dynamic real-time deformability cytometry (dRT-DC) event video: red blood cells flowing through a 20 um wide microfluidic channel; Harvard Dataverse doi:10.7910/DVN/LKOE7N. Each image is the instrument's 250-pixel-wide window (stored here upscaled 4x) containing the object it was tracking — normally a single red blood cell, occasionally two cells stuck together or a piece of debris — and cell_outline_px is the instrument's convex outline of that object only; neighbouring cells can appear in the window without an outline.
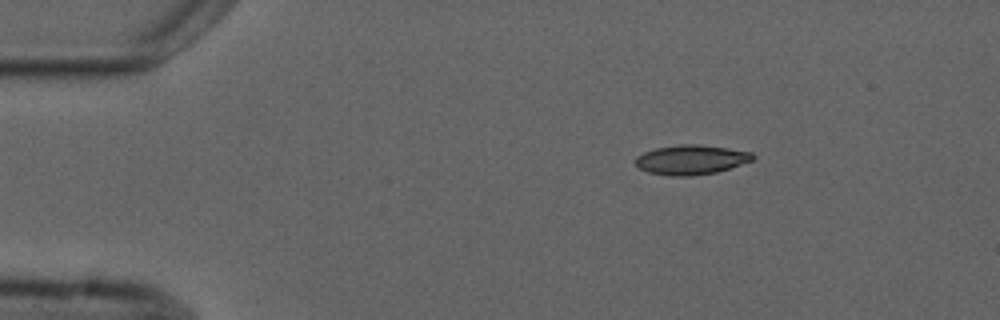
{"species": "common noctule bat (a hibernating species)", "species_latin": "Nyctalus noctula", "temperature_condition": "cold", "stored_images_in_passage": 3, "camera_frame_rate_fps": 3000, "um_per_image_px": 0.085, "animal": {"sex": "male", "forearm_length_mm": 52.5}, "frame": {"image": 1, "passage_image": 1, "time_ms": 0.0, "image_size_px": [1000, 320], "cell_outline_px": [[756, 156], [752, 160], [716, 172], [692, 176], [672, 176], [648, 172], [640, 168], [636, 164], [636, 156], [644, 152], [656, 148], [680, 144], [696, 144], [752, 152]], "centroid_in_image_um": [58.72, 13.58], "position_along_channel_um": 26.3, "area_um2": 19.94}}
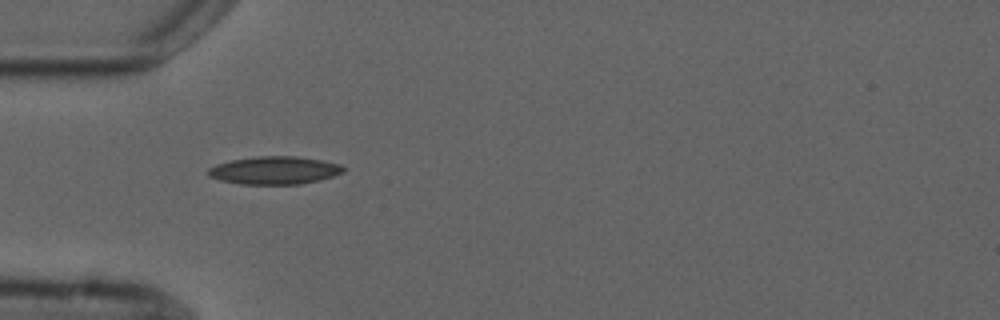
{"frame": {"image": 2, "passage_image": 3, "time_ms": 2.667, "image_size_px": [1000, 320], "cell_outline_px": [[344, 172], [320, 180], [300, 184], [240, 184], [220, 180], [208, 176], [208, 168], [216, 164], [232, 160], [256, 156], [296, 156], [320, 160], [340, 164], [344, 168]], "centroid_in_image_um": [23.31, 14.48], "position_along_channel_um": 61.7, "area_um2": 21.91}}